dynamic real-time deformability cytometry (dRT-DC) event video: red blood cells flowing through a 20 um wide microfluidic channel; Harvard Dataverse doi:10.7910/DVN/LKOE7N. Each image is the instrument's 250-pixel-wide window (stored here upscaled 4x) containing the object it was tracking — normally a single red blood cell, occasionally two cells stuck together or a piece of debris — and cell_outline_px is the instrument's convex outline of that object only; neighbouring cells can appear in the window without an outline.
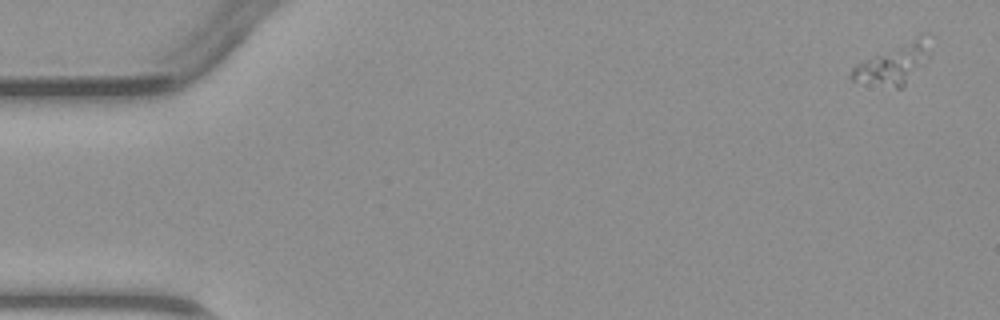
{"species": "common noctule bat (a hibernating species)", "species_latin": "Nyctalus noctula", "temperature_condition": "warm", "stored_images_in_passage": 4, "camera_frame_rate_fps": 3000, "um_per_image_px": 0.085, "animal": {"sex": "male", "body_mass_g": 23.1, "forearm_length_mm": 52.7}, "frame": {"image": 1, "passage_image": 1, "time_ms": 0.0, "image_size_px": [1000, 320], "cell_outline_px": [[920, 64], [904, 84], [900, 88], [896, 88], [852, 80], [848, 76], [852, 68], [856, 64], [864, 60], [916, 40], [920, 40]], "centroid_in_image_um": [75.58, 5.65], "position_along_channel_um": 9.4, "area_um2": 15.03}}
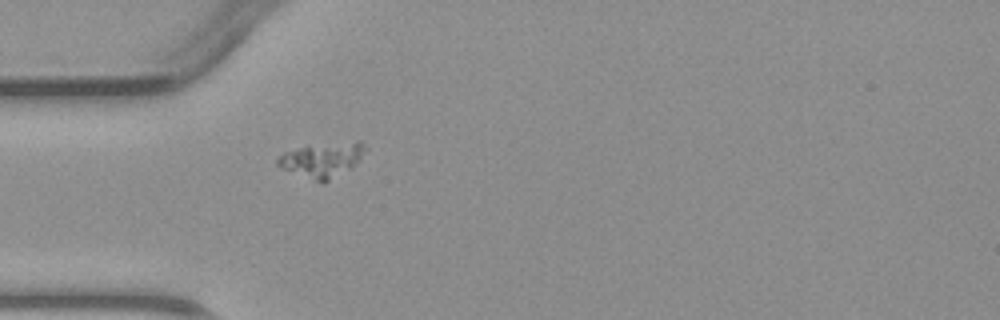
{"frame": {"image": 2, "passage_image": 4, "time_ms": 4.333, "image_size_px": [1000, 320], "cell_outline_px": [[368, 148], [352, 168], [328, 180], [316, 180], [284, 168], [276, 164], [276, 160], [284, 152], [300, 148], [356, 140], [360, 140]], "centroid_in_image_um": [27.47, 13.55], "position_along_channel_um": 57.5, "area_um2": 16.88}}